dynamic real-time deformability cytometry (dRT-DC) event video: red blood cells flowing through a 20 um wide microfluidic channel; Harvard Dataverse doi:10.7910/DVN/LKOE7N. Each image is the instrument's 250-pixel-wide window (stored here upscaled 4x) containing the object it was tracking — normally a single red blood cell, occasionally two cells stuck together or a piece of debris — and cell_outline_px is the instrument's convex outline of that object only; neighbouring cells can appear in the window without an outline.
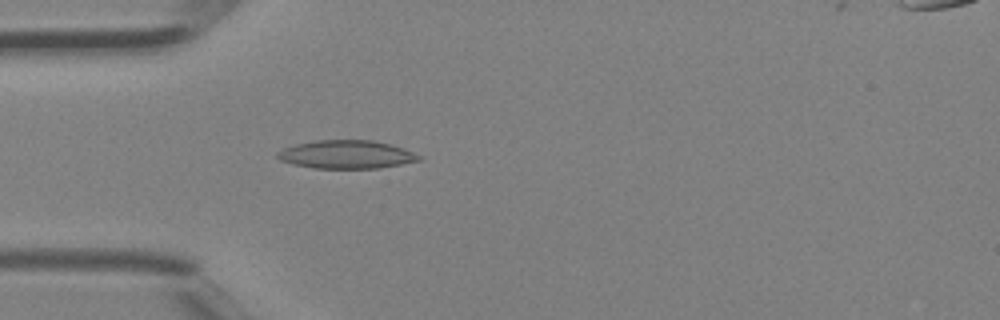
{"species": "Egyptian fruit bat (a non-hibernating species)", "species_latin": "Rousettus aegyptiacus", "temperature_condition": "room temperature", "stored_images_in_passage": 27, "camera_frame_rate_fps": 3000, "um_per_image_px": 0.085, "animal": {"sex": "female"}, "frame": {"image": 1, "passage_image": 3, "time_ms": 0.667, "image_size_px": [1000, 320], "cell_outline_px": [[424, 160], [380, 168], [312, 168], [292, 164], [280, 160], [276, 156], [276, 152], [284, 148], [296, 144], [316, 140], [372, 140], [392, 144], [404, 148], [424, 156]], "centroid_in_image_um": [29.5, 13.13], "position_along_channel_um": 55.5, "area_um2": 23.64}}
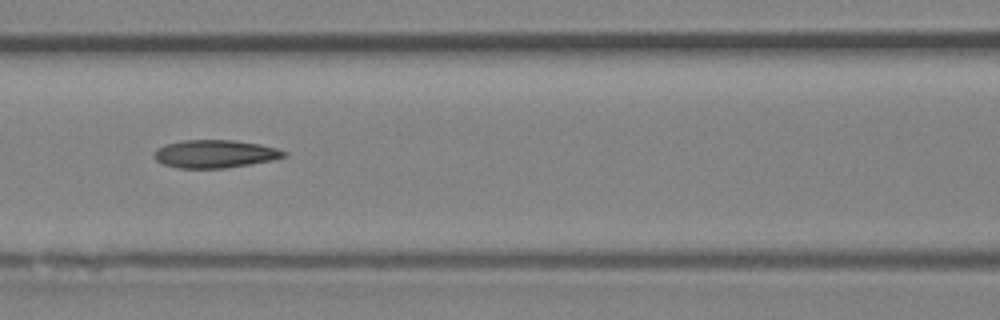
{"frame": {"image": 2, "passage_image": 9, "time_ms": 2.667, "image_size_px": [1000, 320], "cell_outline_px": [[288, 156], [272, 160], [224, 168], [176, 168], [164, 164], [156, 160], [152, 156], [152, 152], [156, 148], [164, 144], [184, 140], [232, 140], [260, 144], [276, 148], [288, 152]], "centroid_in_image_um": [18.23, 13.07], "position_along_channel_um": 148.4, "area_um2": 21.27}}
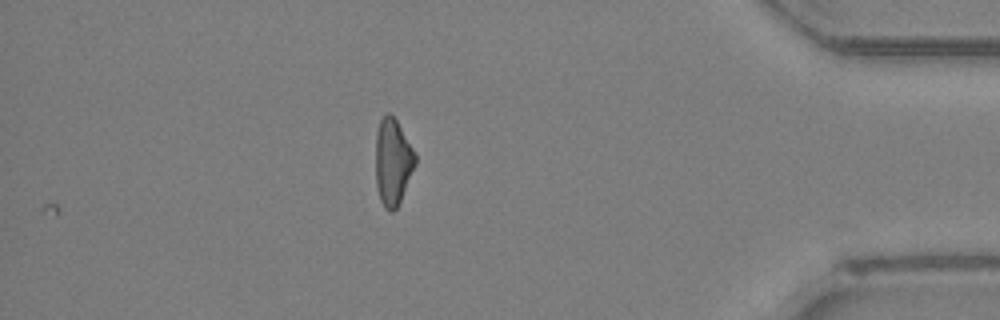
{"frame": {"image": 3, "passage_image": 27, "time_ms": 8.667, "image_size_px": [1000, 320], "cell_outline_px": [[416, 164], [400, 200], [396, 208], [392, 212], [388, 212], [384, 208], [380, 200], [376, 188], [376, 132], [380, 120], [388, 112], [396, 120], [416, 152]], "centroid_in_image_um": [33.38, 13.78], "position_along_channel_um": 401.8, "area_um2": 20.0}}